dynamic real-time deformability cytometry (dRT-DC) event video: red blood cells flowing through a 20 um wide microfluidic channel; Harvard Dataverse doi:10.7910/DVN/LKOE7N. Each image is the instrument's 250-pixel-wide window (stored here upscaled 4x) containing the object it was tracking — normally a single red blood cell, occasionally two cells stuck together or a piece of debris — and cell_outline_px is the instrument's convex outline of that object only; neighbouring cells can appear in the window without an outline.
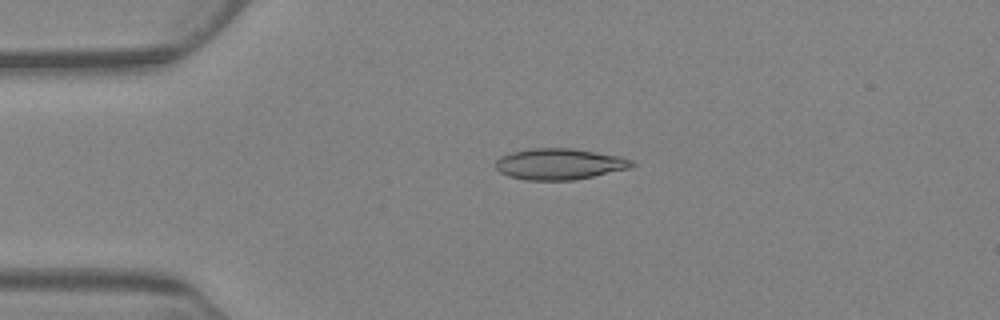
{"species": "Egyptian fruit bat (a non-hibernating species)", "species_latin": "Rousettus aegyptiacus", "temperature_condition": "warm", "stored_images_in_passage": 6, "camera_frame_rate_fps": 3000, "um_per_image_px": 0.085, "animal": {"sex": "female"}, "frame": {"image": 1, "passage_image": 4, "time_ms": 3.333, "image_size_px": [1000, 320], "cell_outline_px": [[636, 164], [628, 168], [592, 176], [572, 180], [524, 180], [508, 176], [500, 172], [496, 168], [496, 160], [500, 156], [512, 152], [532, 148], [572, 148], [620, 156], [632, 160]], "centroid_in_image_um": [47.52, 13.94], "position_along_channel_um": 37.5, "area_um2": 24.57}}
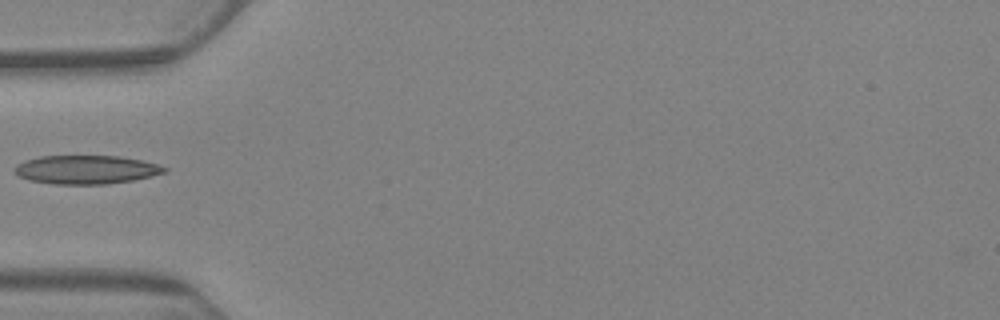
{"frame": {"image": 2, "passage_image": 6, "time_ms": 5.667, "image_size_px": [1000, 320], "cell_outline_px": [[168, 172], [152, 176], [132, 180], [108, 184], [52, 184], [28, 180], [20, 176], [12, 168], [16, 164], [24, 160], [40, 156], [120, 156], [160, 164], [168, 168]], "centroid_in_image_um": [7.33, 14.42], "position_along_channel_um": 77.7, "area_um2": 25.2}}